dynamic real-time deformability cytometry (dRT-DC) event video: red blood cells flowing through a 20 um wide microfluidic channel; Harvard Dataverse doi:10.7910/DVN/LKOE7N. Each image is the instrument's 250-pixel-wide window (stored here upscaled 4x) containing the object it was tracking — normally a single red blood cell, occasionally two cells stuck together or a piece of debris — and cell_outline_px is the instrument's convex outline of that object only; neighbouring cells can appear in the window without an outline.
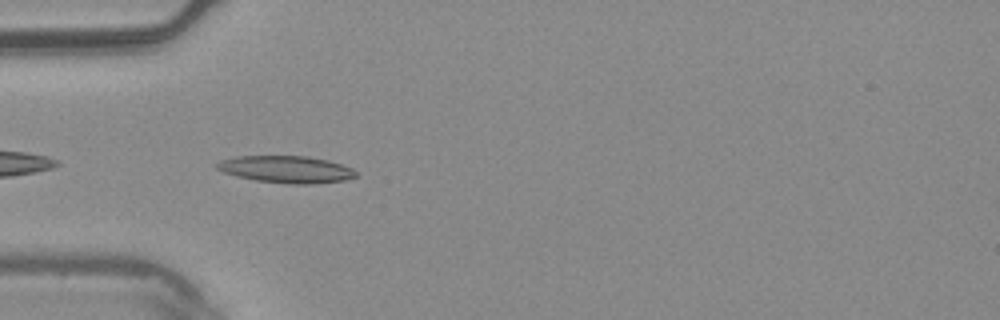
{"species": "common noctule bat (a hibernating species)", "species_latin": "Nyctalus noctula", "temperature_condition": "warm", "stored_images_in_passage": 5, "camera_frame_rate_fps": 3000, "um_per_image_px": 0.085, "animal": {"sex": "male", "body_mass_g": 20.4}, "frame": {"image": 1, "passage_image": 5, "time_ms": 1.333, "image_size_px": [1000, 320], "cell_outline_px": [[356, 176], [344, 180], [312, 184], [292, 184], [256, 180], [236, 176], [224, 172], [216, 168], [212, 164], [220, 160], [236, 156], [308, 156], [328, 160], [352, 168], [356, 172]], "centroid_in_image_um": [24.29, 14.38], "position_along_channel_um": 60.7, "area_um2": 21.91}}